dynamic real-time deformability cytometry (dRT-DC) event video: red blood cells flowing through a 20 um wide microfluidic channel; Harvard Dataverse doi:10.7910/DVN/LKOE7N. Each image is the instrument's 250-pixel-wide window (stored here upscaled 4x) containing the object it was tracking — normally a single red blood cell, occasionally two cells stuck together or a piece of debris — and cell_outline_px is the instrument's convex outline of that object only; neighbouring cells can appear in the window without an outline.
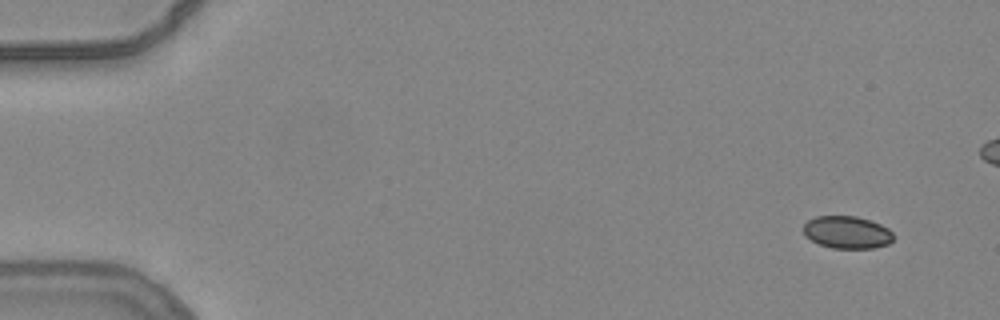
{"species": "common noctule bat (a hibernating species)", "species_latin": "Nyctalus noctula", "temperature_condition": "warm", "stored_images_in_passage": 11, "camera_frame_rate_fps": 3000, "um_per_image_px": 0.085, "animal": {"sex": "female", "body_mass_g": 24.6, "forearm_length_mm": 56.2}, "frame": {"image": 1, "passage_image": 1, "time_ms": 0.0, "image_size_px": [1000, 320], "cell_outline_px": [[892, 240], [888, 244], [876, 248], [832, 248], [820, 244], [804, 236], [804, 224], [808, 220], [816, 216], [856, 216], [880, 224], [888, 228], [892, 232]], "centroid_in_image_um": [71.99, 19.75], "position_along_channel_um": 13.0, "area_um2": 16.94}}